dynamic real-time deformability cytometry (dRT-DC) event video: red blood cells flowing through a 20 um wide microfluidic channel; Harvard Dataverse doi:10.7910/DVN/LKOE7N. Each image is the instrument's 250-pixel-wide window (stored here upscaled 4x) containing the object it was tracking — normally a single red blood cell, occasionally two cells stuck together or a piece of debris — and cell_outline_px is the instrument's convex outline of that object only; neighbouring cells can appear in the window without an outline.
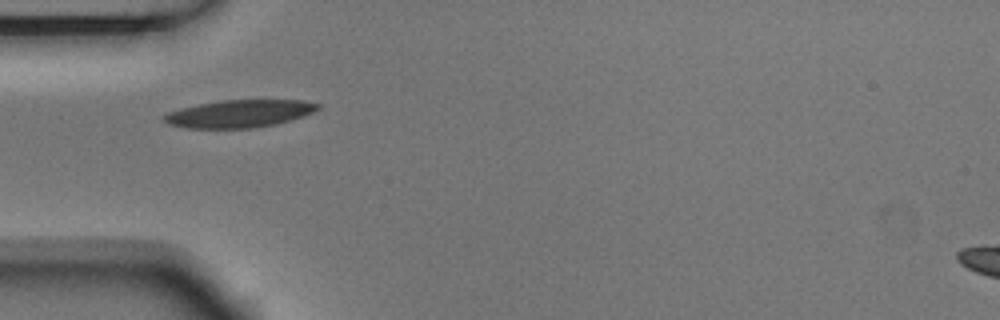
{"species": "Egyptian fruit bat (a non-hibernating species)", "species_latin": "Rousettus aegyptiacus", "temperature_condition": "room temperature", "stored_images_in_passage": 3, "camera_frame_rate_fps": 3000, "um_per_image_px": 0.085, "animal": {"sex": "male"}, "frame": {"image": 1, "passage_image": 2, "time_ms": 0.333, "image_size_px": [1000, 320], "cell_outline_px": [[320, 108], [304, 116], [276, 124], [252, 128], [184, 128], [168, 124], [164, 120], [164, 116], [168, 112], [180, 108], [220, 100], [304, 100], [320, 104]], "centroid_in_image_um": [20.35, 9.66], "position_along_channel_um": 64.6, "area_um2": 24.68}}
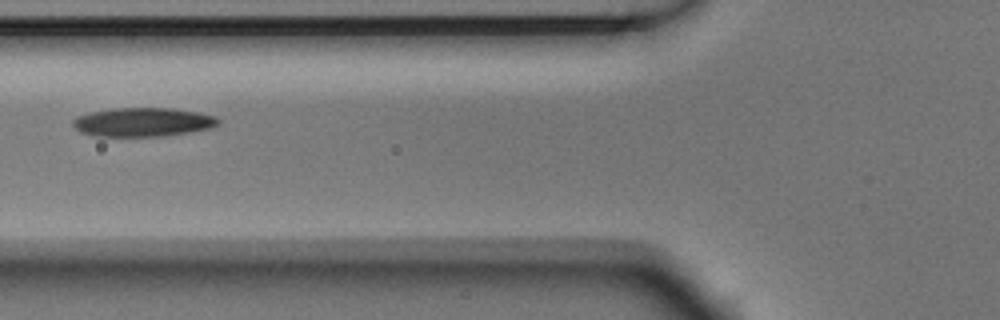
{"frame": {"image": 2, "passage_image": 3, "time_ms": 0.667, "image_size_px": [1000, 320], "cell_outline_px": [[220, 124], [212, 128], [188, 132], [160, 136], [92, 136], [80, 132], [72, 124], [72, 120], [76, 116], [92, 112], [112, 108], [172, 108], [196, 112], [216, 116], [220, 120]], "centroid_in_image_um": [12.14, 10.38], "position_along_channel_um": 113.7, "area_um2": 24.51}}